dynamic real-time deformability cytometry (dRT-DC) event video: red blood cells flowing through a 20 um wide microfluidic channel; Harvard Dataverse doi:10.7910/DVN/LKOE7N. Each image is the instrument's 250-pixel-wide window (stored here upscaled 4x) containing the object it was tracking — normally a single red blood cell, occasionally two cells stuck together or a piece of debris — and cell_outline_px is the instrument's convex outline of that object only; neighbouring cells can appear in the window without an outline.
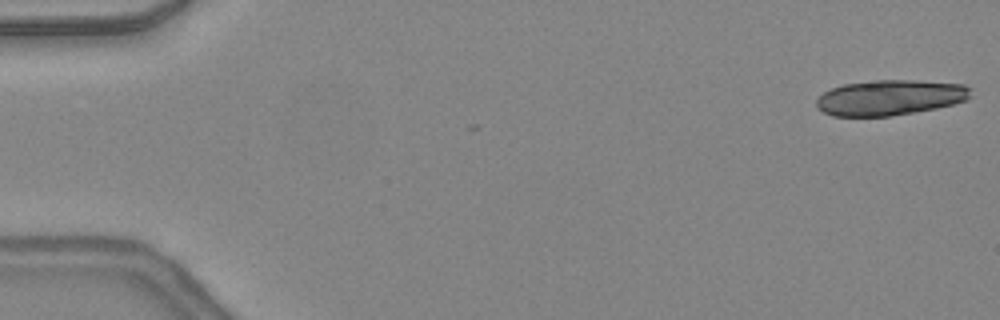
{"species": "common noctule bat (a hibernating species)", "species_latin": "Nyctalus noctula", "temperature_condition": "warm", "stored_images_in_passage": 4, "camera_frame_rate_fps": 3000, "um_per_image_px": 0.085, "animal": {"sex": "female", "body_mass_g": 24.6, "forearm_length_mm": 56.2}, "frame": {"image": 1, "passage_image": 1, "time_ms": 0.0, "image_size_px": [1000, 320], "cell_outline_px": [[972, 88], [968, 100], [936, 108], [888, 116], [832, 116], [816, 108], [816, 100], [824, 92], [832, 88], [844, 84], [876, 80], [916, 80], [964, 84]], "centroid_in_image_um": [75.65, 8.29], "position_along_channel_um": 9.3, "area_um2": 31.79}}